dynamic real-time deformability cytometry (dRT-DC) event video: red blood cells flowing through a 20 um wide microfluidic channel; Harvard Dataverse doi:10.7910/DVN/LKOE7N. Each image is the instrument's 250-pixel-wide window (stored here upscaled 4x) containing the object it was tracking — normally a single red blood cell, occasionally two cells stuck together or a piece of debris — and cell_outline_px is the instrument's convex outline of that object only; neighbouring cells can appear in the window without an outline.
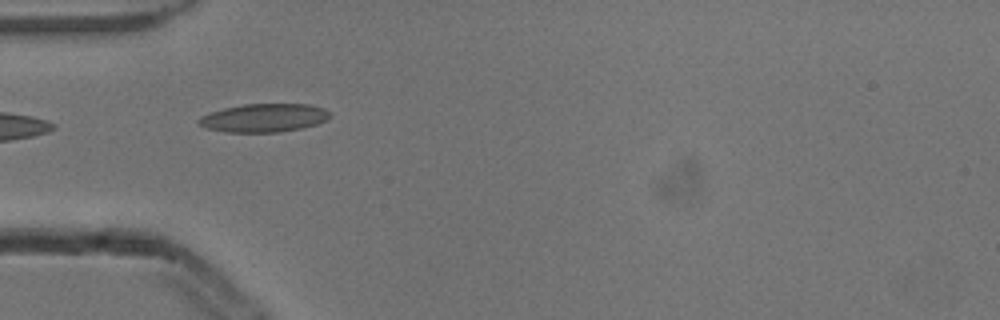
{"species": "common noctule bat (a hibernating species)", "species_latin": "Nyctalus noctula", "temperature_condition": "cold", "stored_images_in_passage": 5, "camera_frame_rate_fps": 3000, "um_per_image_px": 0.085, "animal": {"sex": "male", "body_mass_g": 13.3}, "frame": {"image": 1, "passage_image": 4, "time_ms": 1.0, "image_size_px": [1000, 320], "cell_outline_px": [[332, 116], [328, 120], [316, 124], [300, 128], [280, 132], [228, 132], [204, 128], [196, 124], [196, 120], [200, 116], [224, 108], [244, 104], [308, 104], [324, 108], [332, 112]], "centroid_in_image_um": [22.44, 10.02], "position_along_channel_um": 62.6, "area_um2": 21.91}}
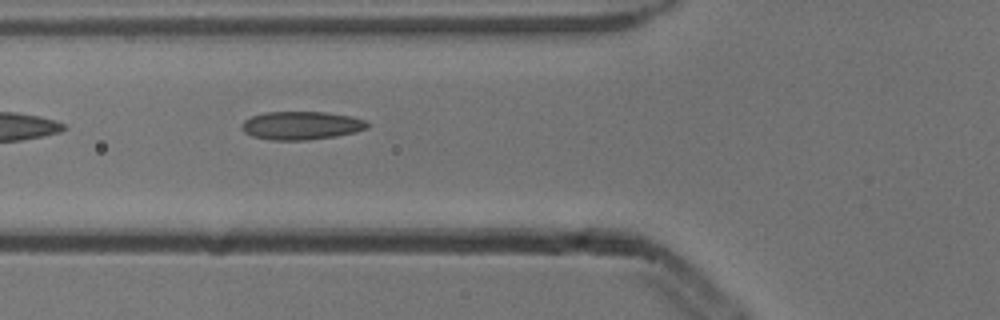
{"frame": {"image": 2, "passage_image": 5, "time_ms": 1.333, "image_size_px": [1000, 320], "cell_outline_px": [[368, 128], [356, 132], [336, 136], [308, 140], [272, 140], [252, 136], [244, 132], [240, 128], [240, 124], [244, 120], [252, 116], [264, 112], [324, 112], [352, 116], [364, 120], [368, 124]], "centroid_in_image_um": [25.58, 10.67], "position_along_channel_um": 100.2, "area_um2": 20.81}}